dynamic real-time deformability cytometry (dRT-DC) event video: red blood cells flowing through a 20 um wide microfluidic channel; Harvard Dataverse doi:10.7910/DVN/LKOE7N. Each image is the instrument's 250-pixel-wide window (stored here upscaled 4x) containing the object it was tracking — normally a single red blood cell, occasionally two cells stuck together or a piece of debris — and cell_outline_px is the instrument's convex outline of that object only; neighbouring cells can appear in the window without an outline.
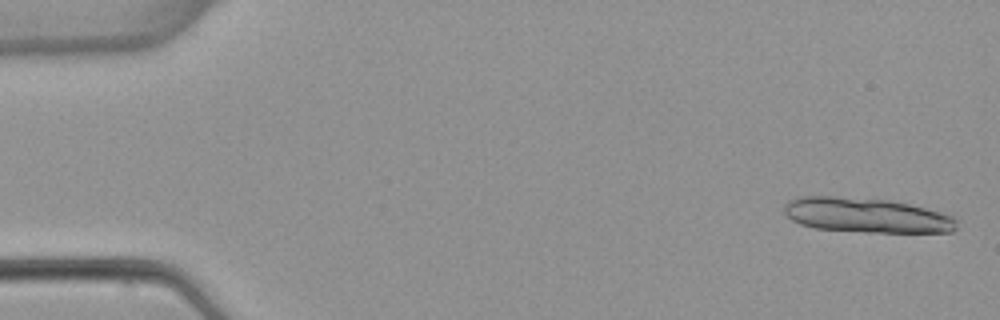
{"species": "common noctule bat (a hibernating species)", "species_latin": "Nyctalus noctula", "temperature_condition": "warm", "stored_images_in_passage": 5, "camera_frame_rate_fps": 3000, "um_per_image_px": 0.085, "animal": {"sex": "female", "body_mass_g": 22.7, "forearm_length_mm": 54.2}, "frame": {"image": 1, "passage_image": 1, "time_ms": 0.0, "image_size_px": [1000, 320], "cell_outline_px": [[956, 228], [952, 232], [868, 232], [816, 228], [800, 224], [792, 220], [784, 212], [784, 204], [788, 200], [796, 196], [832, 196], [888, 200], [908, 204], [924, 208], [952, 216], [956, 220]], "centroid_in_image_um": [73.59, 18.29], "position_along_channel_um": 11.4, "area_um2": 34.74}}